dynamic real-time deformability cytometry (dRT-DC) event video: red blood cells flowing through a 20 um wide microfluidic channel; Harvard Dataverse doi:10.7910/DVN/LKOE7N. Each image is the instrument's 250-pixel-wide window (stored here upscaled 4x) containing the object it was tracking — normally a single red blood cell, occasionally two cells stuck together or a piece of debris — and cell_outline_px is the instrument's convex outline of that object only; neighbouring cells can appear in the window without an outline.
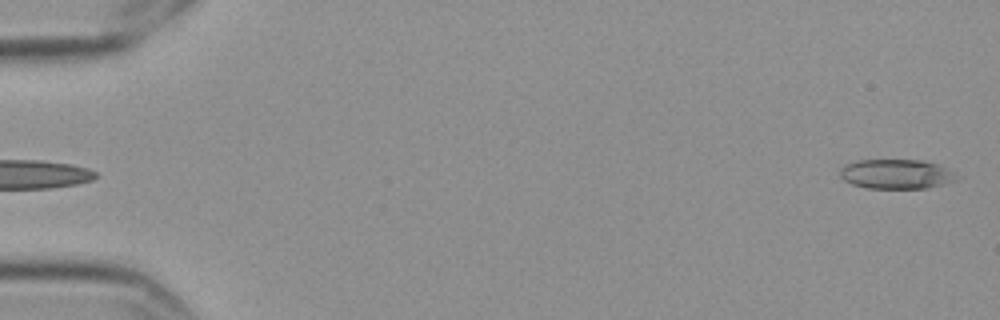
{"species": "Egyptian fruit bat (a non-hibernating species)", "species_latin": "Rousettus aegyptiacus", "temperature_condition": "cold", "stored_images_in_passage": 6, "segment_of_instrument_passage": [2, 2], "camera_frame_rate_fps": 3000, "um_per_image_px": 0.085, "frame": {"image": 1, "passage_image": 6, "time_ms": 1.667, "image_size_px": [1000, 320], "cell_outline_px": [[964, 176], [960, 180], [928, 188], [864, 188], [852, 184], [844, 180], [840, 176], [840, 168], [844, 164], [860, 160], [920, 160], [936, 164]], "centroid_in_image_um": [76.24, 14.8], "position_along_channel_um": 8.8, "area_um2": 20.4}}